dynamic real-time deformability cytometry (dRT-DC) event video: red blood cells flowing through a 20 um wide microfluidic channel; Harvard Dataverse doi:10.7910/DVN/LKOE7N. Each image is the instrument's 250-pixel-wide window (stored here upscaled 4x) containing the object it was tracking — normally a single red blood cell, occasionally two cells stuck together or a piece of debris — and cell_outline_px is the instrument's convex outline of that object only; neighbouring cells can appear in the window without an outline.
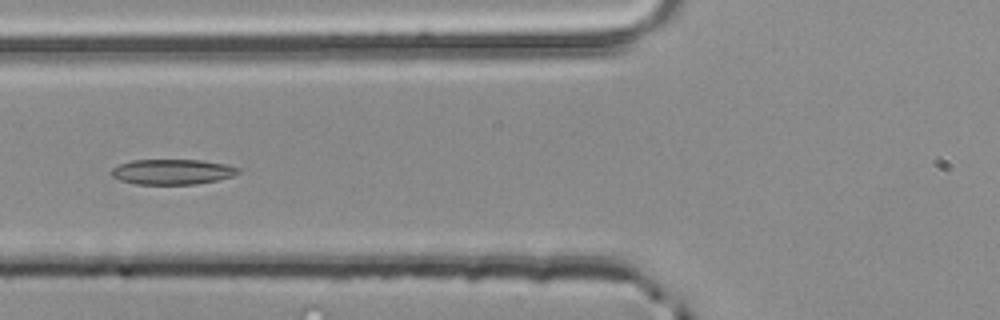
{"species": "common noctule bat (a hibernating species)", "species_latin": "Nyctalus noctula", "temperature_condition": "room temperature", "stored_images_in_passage": 37, "camera_frame_rate_fps": 3000, "um_per_image_px": 0.085, "animal": {"sex": "male", "body_mass_g": 20.4}, "frame": {"image": 1, "passage_image": 6, "time_ms": 1.667, "image_size_px": [1000, 320], "cell_outline_px": [[240, 172], [232, 176], [216, 180], [196, 184], [136, 184], [120, 180], [112, 176], [112, 168], [120, 164], [132, 160], [200, 160], [224, 164], [240, 168]], "centroid_in_image_um": [14.64, 14.6], "position_along_channel_um": 111.2, "area_um2": 18.5}}
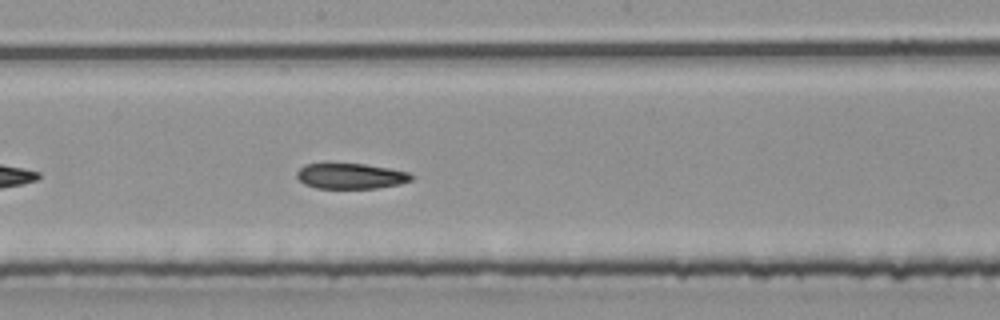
{"frame": {"image": 2, "passage_image": 14, "time_ms": 4.333, "image_size_px": [1000, 320], "cell_outline_px": [[412, 180], [400, 184], [376, 188], [316, 188], [304, 184], [296, 176], [296, 172], [304, 164], [364, 164], [388, 168], [408, 172], [412, 176]], "centroid_in_image_um": [29.79, 14.97], "position_along_channel_um": 218.4, "area_um2": 16.88}}
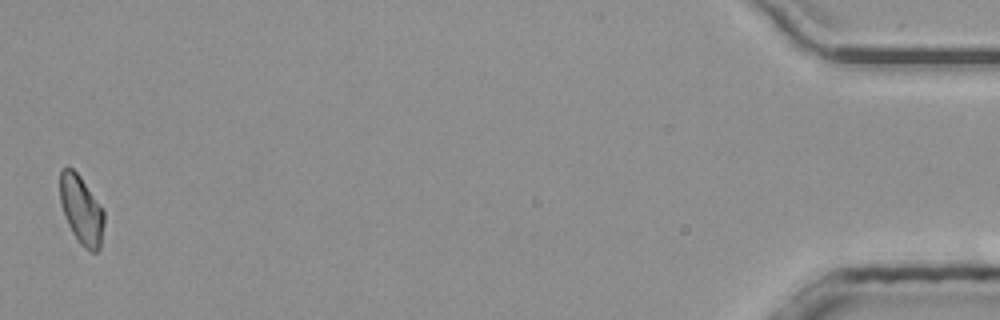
{"frame": {"image": 3, "passage_image": 37, "time_ms": 12.0, "image_size_px": [1000, 320], "cell_outline_px": [[104, 224], [100, 248], [96, 252], [92, 252], [84, 248], [80, 244], [72, 232], [68, 224], [60, 200], [60, 172], [64, 168], [72, 168], [80, 176], [104, 208]], "centroid_in_image_um": [6.95, 17.86], "position_along_channel_um": 428.3, "area_um2": 17.63}}